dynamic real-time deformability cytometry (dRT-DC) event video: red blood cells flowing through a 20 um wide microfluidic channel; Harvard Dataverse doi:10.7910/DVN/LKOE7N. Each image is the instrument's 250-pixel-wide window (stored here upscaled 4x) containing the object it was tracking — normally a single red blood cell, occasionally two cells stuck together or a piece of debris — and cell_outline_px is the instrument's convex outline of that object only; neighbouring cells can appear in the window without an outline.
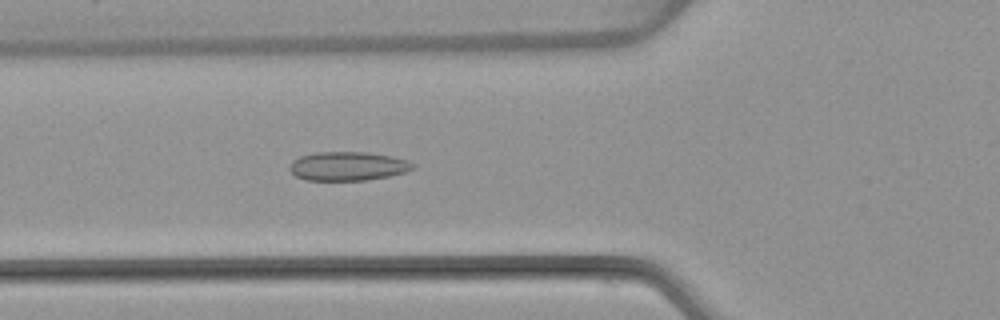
{"species": "common noctule bat (a hibernating species)", "species_latin": "Nyctalus noctula", "temperature_condition": "warm", "stored_images_in_passage": 41, "camera_frame_rate_fps": 3000, "um_per_image_px": 0.085, "animal": {"sex": "female", "body_mass_g": 22.7, "forearm_length_mm": 54.2}, "frame": {"image": 1, "passage_image": 12, "time_ms": 3.667, "image_size_px": [1000, 320], "cell_outline_px": [[416, 164], [412, 168], [404, 172], [388, 176], [364, 180], [304, 180], [296, 176], [288, 168], [292, 160], [300, 156], [316, 152], [368, 152], [392, 156], [408, 160]], "centroid_in_image_um": [29.54, 14.11], "position_along_channel_um": 96.3, "area_um2": 20.75}}
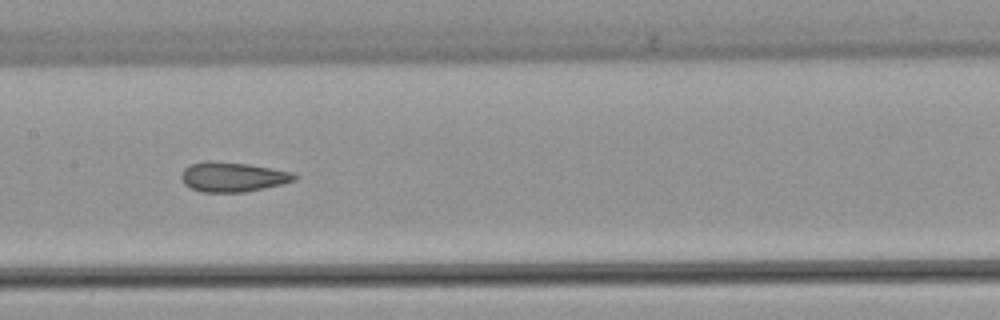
{"frame": {"image": 2, "passage_image": 19, "time_ms": 6.0, "image_size_px": [1000, 320], "cell_outline_px": [[296, 180], [264, 188], [244, 192], [200, 192], [184, 184], [180, 176], [180, 172], [188, 164], [208, 160], [212, 160], [248, 164], [292, 172], [296, 176]], "centroid_in_image_um": [19.71, 15.03], "position_along_channel_um": 187.7, "area_um2": 19.65}}
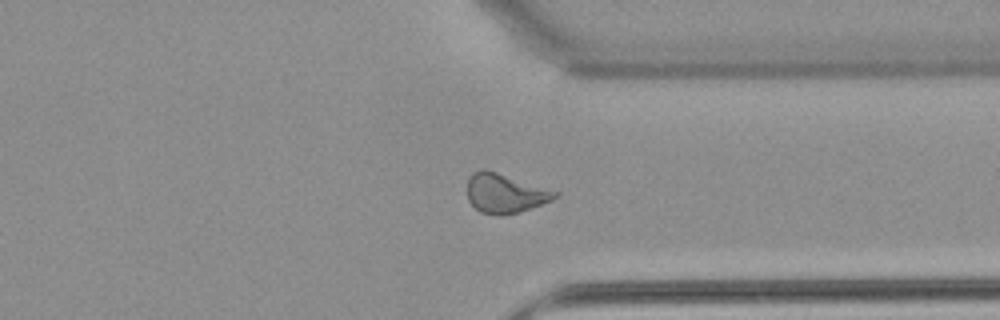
{"frame": {"image": 3, "passage_image": 33, "time_ms": 10.667, "image_size_px": [1000, 320], "cell_outline_px": [[560, 196], [552, 200], [516, 212], [500, 216], [496, 216], [480, 212], [468, 200], [468, 176], [472, 172], [480, 168], [484, 168], [560, 192]], "centroid_in_image_um": [42.9, 16.41], "position_along_channel_um": 368.5, "area_um2": 20.06}, "authors_computed_cell_mechanics": {"area_um2": 20.0566, "velocity_mm_per_s": 3.896, "shape_relaxation_time_tau1_ms": null, "shape_relaxation_time_tau2_ms": 1.2437, "deformation_change_tau1": null, "deformation_change_tau2": 0.0597}}